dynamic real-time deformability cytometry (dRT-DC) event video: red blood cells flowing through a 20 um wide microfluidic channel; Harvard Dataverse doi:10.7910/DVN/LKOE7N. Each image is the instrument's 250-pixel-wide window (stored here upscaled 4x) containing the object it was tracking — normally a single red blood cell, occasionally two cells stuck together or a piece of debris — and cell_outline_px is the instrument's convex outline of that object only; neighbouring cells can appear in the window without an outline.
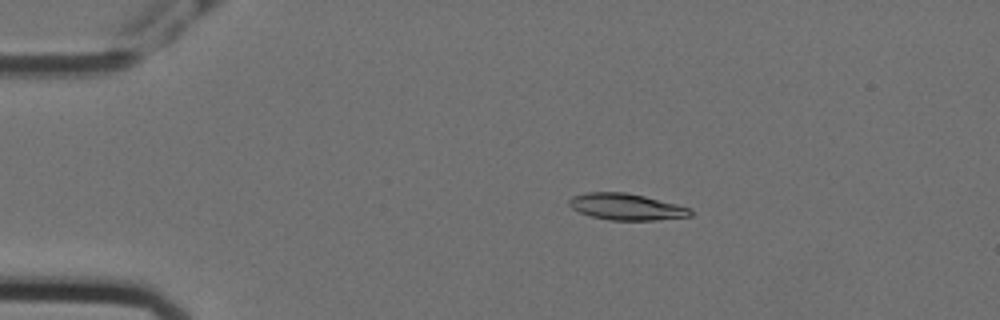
{"species": "Egyptian fruit bat (a non-hibernating species)", "species_latin": "Rousettus aegyptiacus", "temperature_condition": "cold", "stored_images_in_passage": 52, "camera_frame_rate_fps": 3000, "um_per_image_px": 0.085, "animal": {"sex": "female"}, "frame": {"image": 1, "passage_image": 6, "time_ms": 1.667, "image_size_px": [1000, 320], "cell_outline_px": [[692, 216], [656, 220], [608, 220], [592, 216], [580, 212], [572, 208], [568, 204], [568, 200], [572, 196], [584, 192], [624, 192], [644, 196], [692, 208]], "centroid_in_image_um": [53.23, 17.57], "position_along_channel_um": 31.8, "area_um2": 18.73}}
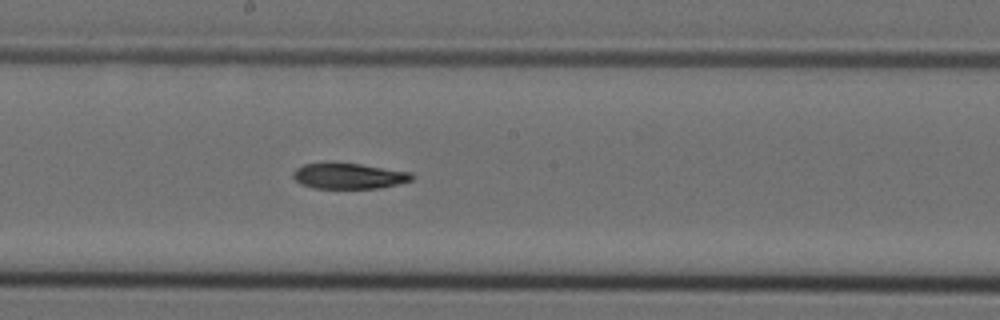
{"frame": {"image": 2, "passage_image": 26, "time_ms": 8.333, "image_size_px": [1000, 320], "cell_outline_px": [[412, 180], [400, 184], [380, 188], [312, 188], [300, 184], [292, 176], [292, 172], [296, 168], [304, 164], [360, 164], [412, 172]], "centroid_in_image_um": [29.66, 14.98], "position_along_channel_um": 218.5, "area_um2": 17.57}}
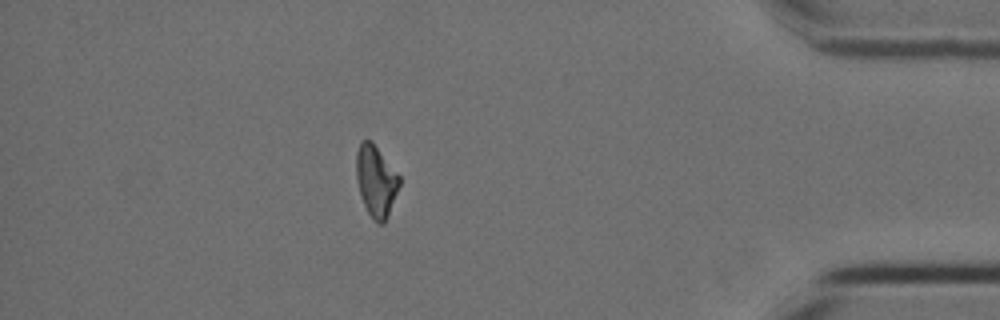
{"frame": {"image": 3, "passage_image": 45, "time_ms": 14.667, "image_size_px": [1000, 320], "cell_outline_px": [[400, 184], [388, 216], [384, 224], [380, 224], [372, 220], [360, 196], [356, 180], [356, 152], [360, 140], [372, 140], [400, 176]], "centroid_in_image_um": [31.94, 15.37], "position_along_channel_um": 403.3, "area_um2": 18.15}}